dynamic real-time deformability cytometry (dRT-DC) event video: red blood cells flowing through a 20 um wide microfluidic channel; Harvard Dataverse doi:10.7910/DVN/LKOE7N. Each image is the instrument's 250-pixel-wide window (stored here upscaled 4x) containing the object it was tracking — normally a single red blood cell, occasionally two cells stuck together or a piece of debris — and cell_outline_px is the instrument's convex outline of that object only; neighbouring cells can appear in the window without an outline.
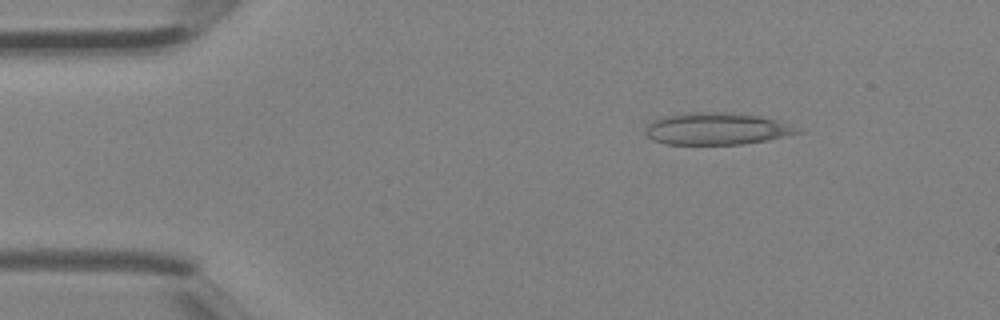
{"species": "Egyptian fruit bat (a non-hibernating species)", "species_latin": "Rousettus aegyptiacus", "temperature_condition": "room temperature", "stored_images_in_passage": 4, "camera_frame_rate_fps": 3000, "um_per_image_px": 0.085, "animal": {"sex": "female"}, "frame": {"image": 1, "passage_image": 2, "time_ms": 0.333, "image_size_px": [1000, 320], "cell_outline_px": [[800, 132], [768, 140], [740, 144], [668, 144], [652, 140], [644, 132], [648, 124], [652, 120], [664, 116], [688, 112], [732, 112], [760, 116], [776, 120]], "centroid_in_image_um": [60.8, 10.93], "position_along_channel_um": 24.2, "area_um2": 27.98}}
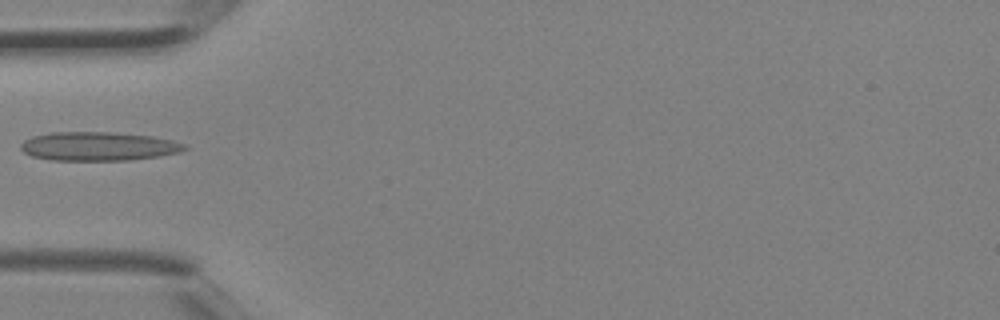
{"frame": {"image": 2, "passage_image": 4, "time_ms": 1.0, "image_size_px": [1000, 320], "cell_outline_px": [[188, 148], [180, 152], [160, 156], [132, 160], [52, 160], [32, 156], [24, 152], [20, 148], [20, 144], [24, 140], [32, 136], [52, 132], [112, 132], [152, 136], [172, 140], [184, 144]], "centroid_in_image_um": [8.36, 12.43], "position_along_channel_um": 76.6, "area_um2": 27.57}}